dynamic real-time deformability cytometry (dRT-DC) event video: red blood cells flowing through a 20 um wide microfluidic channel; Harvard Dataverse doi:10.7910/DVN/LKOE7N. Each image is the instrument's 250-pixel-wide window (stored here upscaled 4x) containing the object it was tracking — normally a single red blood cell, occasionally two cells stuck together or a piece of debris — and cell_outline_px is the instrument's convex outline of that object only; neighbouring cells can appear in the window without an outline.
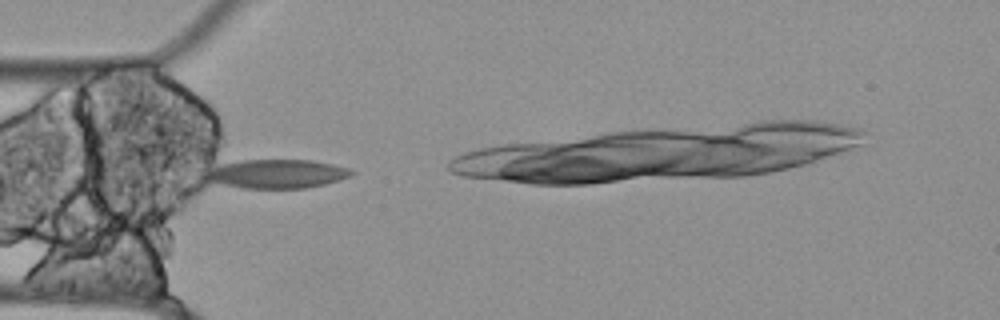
{"species": "Egyptian fruit bat (a non-hibernating species)", "species_latin": "Rousettus aegyptiacus", "temperature_condition": "cold", "stored_images_in_passage": 11, "camera_frame_rate_fps": 3000, "um_per_image_px": 0.085, "animal": {"sex": "female"}, "frame": {"image": 1, "passage_image": 5, "time_ms": 1.333, "image_size_px": [1000, 320], "cell_outline_px": [[356, 172], [340, 180], [324, 184], [304, 188], [244, 188], [200, 180], [200, 176], [204, 172], [220, 164], [240, 160], [312, 160], [332, 164], [348, 168]], "centroid_in_image_um": [23.43, 14.77], "position_along_channel_um": 61.6, "area_um2": 24.74}}
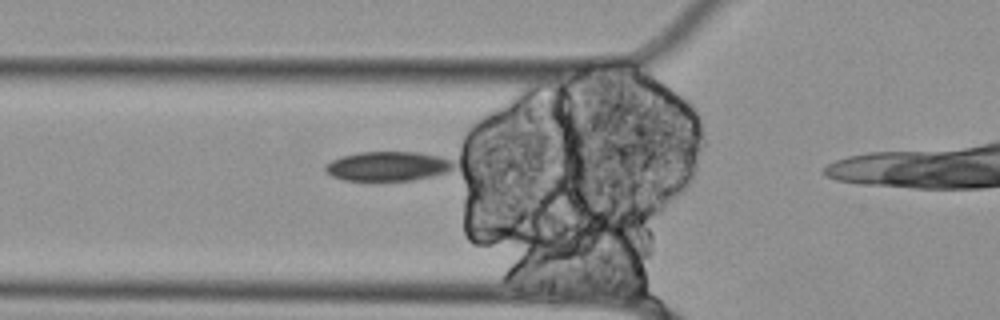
{"frame": {"image": 2, "passage_image": 7, "time_ms": 2.0, "image_size_px": [1000, 320], "cell_outline_px": [[456, 168], [448, 172], [432, 176], [412, 180], [344, 180], [332, 176], [324, 172], [324, 164], [340, 156], [360, 152], [420, 152], [440, 156], [452, 160], [456, 164]], "centroid_in_image_um": [32.98, 14.12], "position_along_channel_um": 92.8, "area_um2": 22.31}}
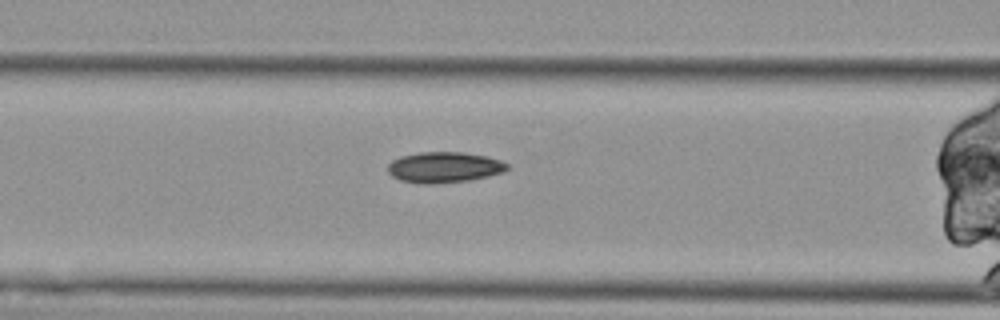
{"frame": {"image": 3, "passage_image": 10, "time_ms": 3.0, "image_size_px": [1000, 320], "cell_outline_px": [[508, 168], [504, 172], [488, 176], [468, 180], [432, 184], [420, 184], [400, 180], [392, 176], [388, 172], [388, 164], [392, 160], [400, 156], [420, 152], [464, 152], [488, 156], [500, 160], [508, 164]], "centroid_in_image_um": [37.74, 14.21], "position_along_channel_um": 128.9, "area_um2": 21.5}}